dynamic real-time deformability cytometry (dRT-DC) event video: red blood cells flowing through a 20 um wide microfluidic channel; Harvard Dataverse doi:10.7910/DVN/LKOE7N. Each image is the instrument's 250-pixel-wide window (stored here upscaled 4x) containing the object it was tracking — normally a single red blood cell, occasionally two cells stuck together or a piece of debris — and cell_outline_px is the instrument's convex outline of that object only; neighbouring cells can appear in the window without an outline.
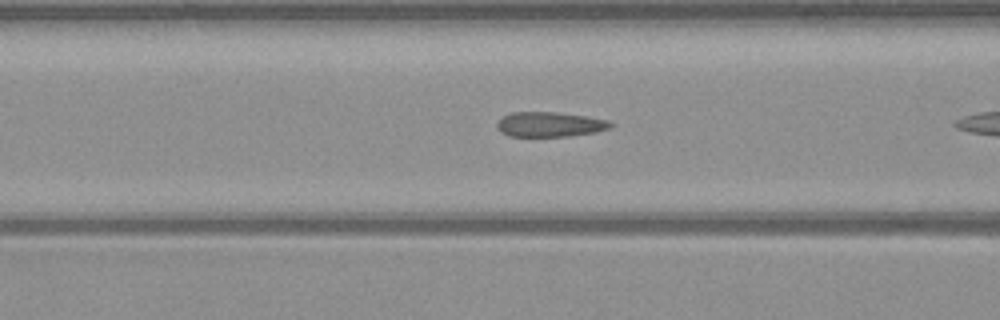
{"species": "common noctule bat (a hibernating species)", "species_latin": "Nyctalus noctula", "temperature_condition": "warm", "stored_images_in_passage": 7, "camera_frame_rate_fps": 3000, "um_per_image_px": 0.085, "animal": {"sex": "male", "body_mass_g": 23.1, "forearm_length_mm": 52.7}, "frame": {"image": 1, "passage_image": 6, "time_ms": 1.667, "image_size_px": [1000, 320], "cell_outline_px": [[616, 124], [612, 128], [596, 132], [568, 136], [508, 136], [496, 128], [496, 124], [504, 116], [512, 112], [556, 112], [584, 116], [608, 120]], "centroid_in_image_um": [46.77, 10.57], "position_along_channel_um": 119.8, "area_um2": 16.47}}